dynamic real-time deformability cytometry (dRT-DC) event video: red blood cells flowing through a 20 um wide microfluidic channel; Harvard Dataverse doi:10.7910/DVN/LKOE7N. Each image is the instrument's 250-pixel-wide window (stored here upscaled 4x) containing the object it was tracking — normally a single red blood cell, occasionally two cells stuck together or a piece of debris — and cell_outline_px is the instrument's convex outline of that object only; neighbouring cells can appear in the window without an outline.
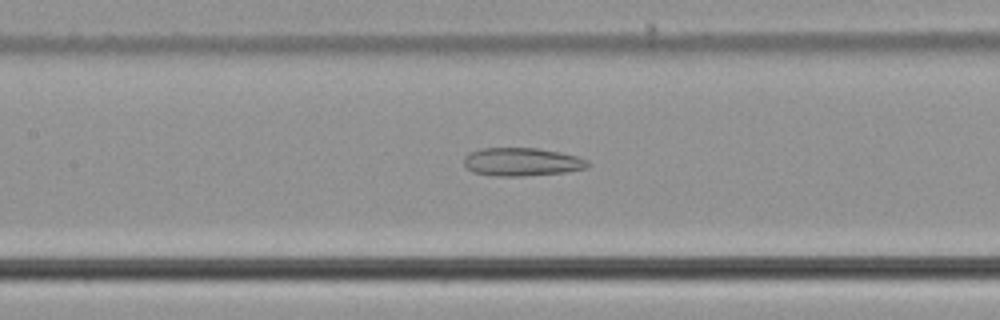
{"species": "common noctule bat (a hibernating species)", "species_latin": "Nyctalus noctula", "temperature_condition": "cold", "stored_images_in_passage": 54, "camera_frame_rate_fps": 3000, "um_per_image_px": 0.085, "animal": {"sex": "male", "body_mass_g": 21.5, "forearm_length_mm": 52.0}, "frame": {"image": 1, "passage_image": 25, "time_ms": 8.0, "image_size_px": [1000, 320], "cell_outline_px": [[592, 164], [588, 168], [568, 172], [524, 176], [492, 176], [472, 172], [464, 164], [464, 156], [468, 152], [484, 148], [536, 148], [560, 152], [576, 156], [588, 160]], "centroid_in_image_um": [44.38, 13.77], "position_along_channel_um": 163.0, "area_um2": 20.63}}
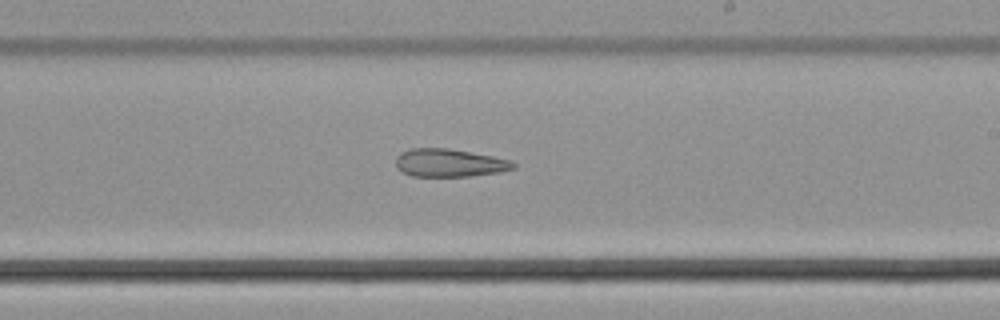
{"frame": {"image": 2, "passage_image": 32, "time_ms": 10.333, "image_size_px": [1000, 320], "cell_outline_px": [[516, 168], [500, 172], [468, 176], [412, 176], [400, 172], [396, 168], [396, 156], [400, 152], [408, 148], [448, 148], [492, 156], [508, 160], [516, 164]], "centroid_in_image_um": [38.14, 13.84], "position_along_channel_um": 250.9, "area_um2": 19.25}}
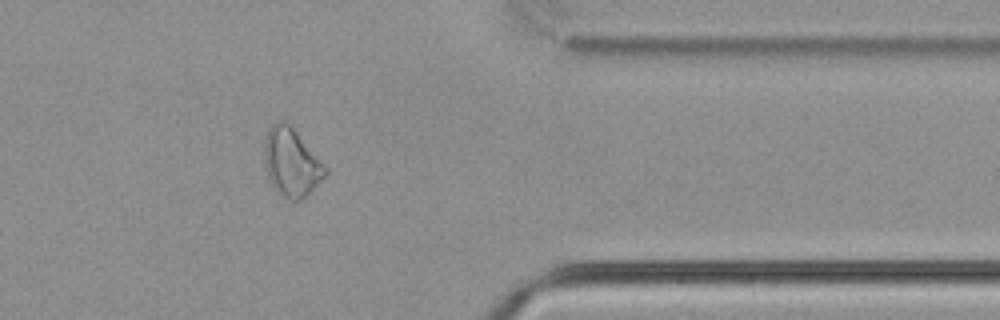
{"frame": {"image": 3, "passage_image": 44, "time_ms": 14.333, "image_size_px": [1000, 320], "cell_outline_px": [[328, 172], [300, 200], [288, 200], [272, 184], [264, 160], [264, 136], [268, 128], [276, 120], [284, 120], [292, 128], [328, 168]], "centroid_in_image_um": [24.74, 13.75], "position_along_channel_um": 386.7, "area_um2": 23.52}, "authors_computed_cell_mechanics": {"area_um2": 25.6343, "velocity_mm_per_s": 3.7756, "shape_relaxation_time_tau1_ms": null, "shape_relaxation_time_tau2_ms": 5.7761, "deformation_change_tau1": null, "deformation_change_tau2": 0.1611}}